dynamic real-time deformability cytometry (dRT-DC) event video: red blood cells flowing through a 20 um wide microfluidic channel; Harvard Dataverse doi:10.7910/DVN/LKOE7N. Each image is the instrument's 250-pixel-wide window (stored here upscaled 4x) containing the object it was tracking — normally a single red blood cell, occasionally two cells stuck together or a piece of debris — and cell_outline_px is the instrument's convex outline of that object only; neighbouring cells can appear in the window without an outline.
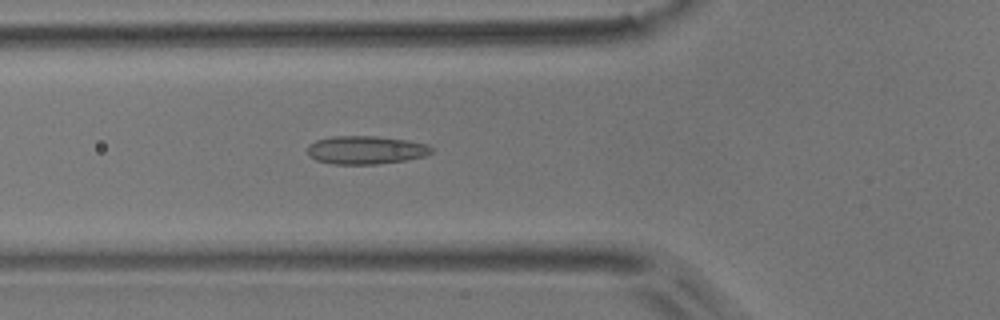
{"species": "common noctule bat (a hibernating species)", "species_latin": "Nyctalus noctula", "temperature_condition": "room temperature", "stored_images_in_passage": 3, "camera_frame_rate_fps": 3000, "um_per_image_px": 0.085, "animal": {"sex": "male", "body_mass_g": 17.9}, "frame": {"image": 1, "passage_image": 3, "time_ms": 0.667, "image_size_px": [1000, 320], "cell_outline_px": [[432, 152], [424, 156], [408, 160], [376, 164], [332, 164], [316, 160], [308, 156], [308, 144], [316, 140], [332, 136], [376, 136], [408, 140], [428, 144], [432, 148]], "centroid_in_image_um": [31.08, 12.75], "position_along_channel_um": 94.7, "area_um2": 20.58}}